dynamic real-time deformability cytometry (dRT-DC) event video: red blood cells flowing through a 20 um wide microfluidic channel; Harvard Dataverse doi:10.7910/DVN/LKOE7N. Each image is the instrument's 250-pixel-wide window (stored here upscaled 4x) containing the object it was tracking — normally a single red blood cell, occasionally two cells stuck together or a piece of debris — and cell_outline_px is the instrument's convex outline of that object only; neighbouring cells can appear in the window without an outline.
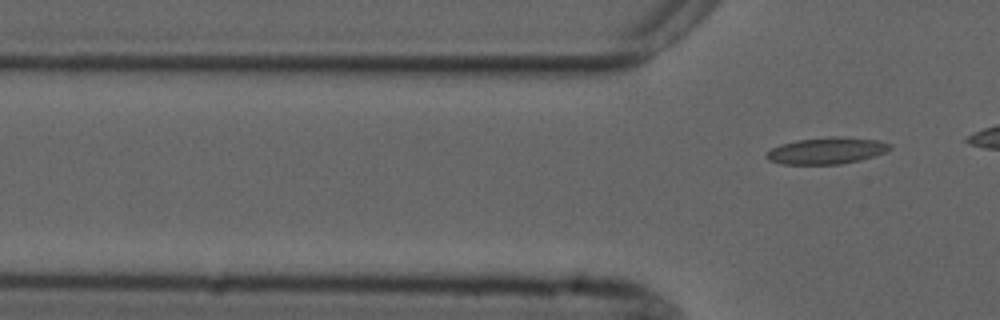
{"species": "common noctule bat (a hibernating species)", "species_latin": "Nyctalus noctula", "temperature_condition": "cold", "stored_images_in_passage": 7, "segment_of_instrument_passage": [2, 2], "camera_frame_rate_fps": 3000, "um_per_image_px": 0.085, "animal": {"sex": "male", "forearm_length_mm": 52.5}, "frame": {"image": 1, "passage_image": 7, "time_ms": 7.333, "image_size_px": [1000, 320], "cell_outline_px": [[892, 148], [884, 152], [860, 160], [840, 164], [780, 164], [768, 160], [764, 156], [772, 148], [780, 144], [796, 140], [832, 136], [844, 136], [876, 140], [892, 144]], "centroid_in_image_um": [70.24, 12.8], "position_along_channel_um": 55.6, "area_um2": 19.19}}